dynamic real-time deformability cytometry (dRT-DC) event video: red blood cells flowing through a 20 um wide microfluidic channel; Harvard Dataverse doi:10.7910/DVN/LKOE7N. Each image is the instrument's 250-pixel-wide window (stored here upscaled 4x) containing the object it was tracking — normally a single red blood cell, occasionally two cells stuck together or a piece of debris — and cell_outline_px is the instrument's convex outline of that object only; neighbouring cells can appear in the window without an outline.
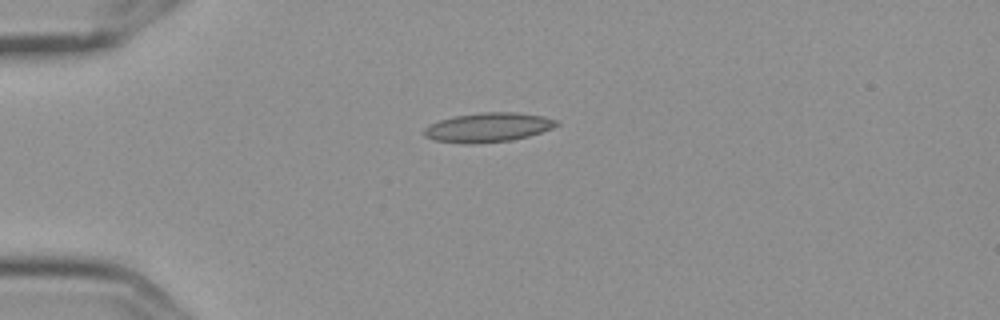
{"species": "Egyptian fruit bat (a non-hibernating species)", "species_latin": "Rousettus aegyptiacus", "temperature_condition": "cold", "stored_images_in_passage": 2, "camera_frame_rate_fps": 3000, "um_per_image_px": 0.085, "frame": {"image": 1, "passage_image": 1, "time_ms": 0.0, "image_size_px": [1000, 320], "cell_outline_px": [[560, 124], [552, 128], [528, 136], [512, 140], [476, 144], [464, 144], [436, 140], [424, 136], [424, 128], [428, 124], [440, 120], [456, 116], [484, 112], [516, 112], [544, 116], [556, 120]], "centroid_in_image_um": [41.48, 10.83], "position_along_channel_um": 43.5, "area_um2": 22.6}}